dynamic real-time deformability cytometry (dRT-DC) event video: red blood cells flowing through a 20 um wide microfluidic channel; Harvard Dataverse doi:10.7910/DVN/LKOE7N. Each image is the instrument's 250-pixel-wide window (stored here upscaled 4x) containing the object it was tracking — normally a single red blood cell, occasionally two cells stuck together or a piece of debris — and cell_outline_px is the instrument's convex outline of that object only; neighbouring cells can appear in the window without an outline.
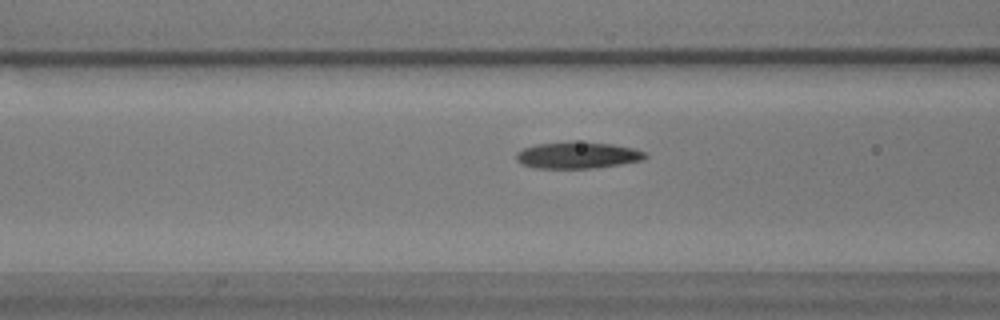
{"species": "common noctule bat (a hibernating species)", "species_latin": "Nyctalus noctula", "temperature_condition": "warm", "stored_images_in_passage": 56, "camera_frame_rate_fps": 3000, "um_per_image_px": 0.085, "animal": {"sex": "male", "body_mass_g": 17.9}, "frame": {"image": 1, "passage_image": 22, "time_ms": 7.0, "image_size_px": [1000, 320], "cell_outline_px": [[648, 156], [640, 160], [620, 164], [592, 168], [532, 168], [520, 164], [516, 160], [516, 152], [524, 148], [536, 144], [612, 144], [632, 148], [644, 152]], "centroid_in_image_um": [49.03, 13.24], "position_along_channel_um": 117.6, "area_um2": 19.07}}
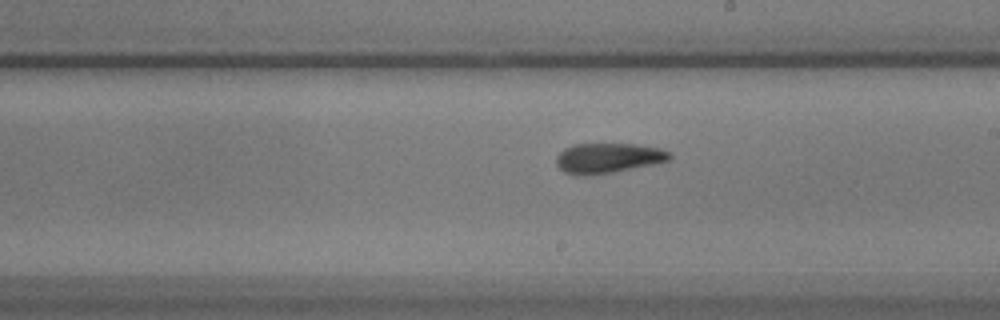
{"frame": {"image": 2, "passage_image": 32, "time_ms": 10.333, "image_size_px": [1000, 320], "cell_outline_px": [[672, 156], [668, 160], [652, 164], [612, 172], [588, 176], [580, 176], [564, 172], [556, 164], [556, 156], [564, 148], [572, 144], [636, 144], [660, 148], [668, 152]], "centroid_in_image_um": [51.63, 13.43], "position_along_channel_um": 237.4, "area_um2": 19.77}}
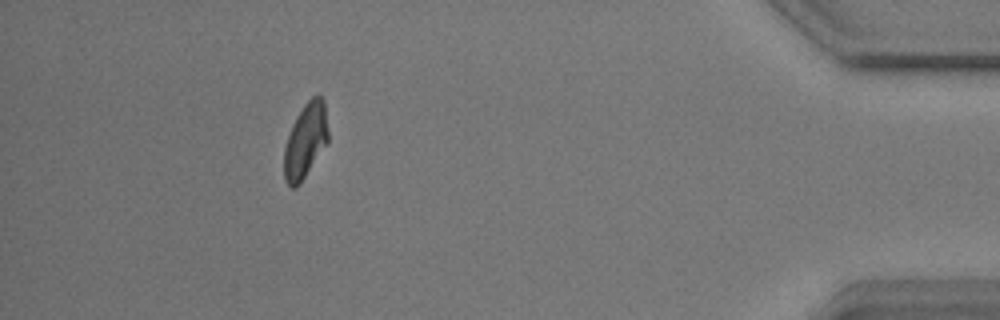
{"frame": {"image": 3, "passage_image": 51, "time_ms": 16.667, "image_size_px": [1000, 320], "cell_outline_px": [[328, 140], [300, 184], [296, 188], [292, 188], [284, 180], [284, 148], [292, 124], [296, 116], [304, 104], [316, 92], [320, 92], [324, 100], [328, 132]], "centroid_in_image_um": [25.96, 11.91], "position_along_channel_um": 409.2, "area_um2": 19.25}, "authors_computed_cell_mechanics": {"area_um2": 19.3052, "velocity_mm_per_s": 3.6054, "shape_relaxation_time_tau1_ms": 4.764, "shape_relaxation_time_tau2_ms": 2.6591, "deformation_change_tau1": 0.1708, "deformation_change_tau2": 0.0848}}